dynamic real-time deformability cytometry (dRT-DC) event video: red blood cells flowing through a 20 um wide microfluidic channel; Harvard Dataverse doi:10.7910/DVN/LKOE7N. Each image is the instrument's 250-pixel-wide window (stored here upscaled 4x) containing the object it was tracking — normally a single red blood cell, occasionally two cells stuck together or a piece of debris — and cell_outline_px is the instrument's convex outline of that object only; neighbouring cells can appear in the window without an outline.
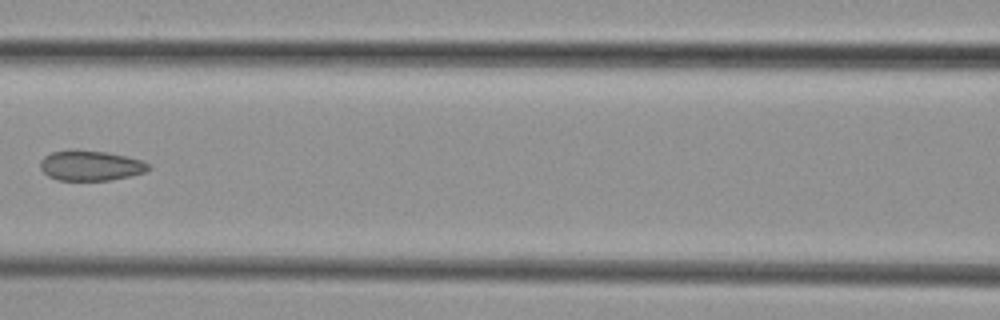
{"species": "common noctule bat (a hibernating species)", "species_latin": "Nyctalus noctula", "temperature_condition": "cold", "stored_images_in_passage": 6, "camera_frame_rate_fps": 3000, "um_per_image_px": 0.085, "animal": {"sex": "female", "body_mass_g": 29.2, "forearm_length_mm": 56.3}, "frame": {"image": 1, "passage_image": 6, "time_ms": 6.333, "image_size_px": [1000, 320], "cell_outline_px": [[152, 168], [144, 172], [128, 176], [108, 180], [56, 180], [48, 176], [40, 168], [40, 160], [44, 156], [52, 152], [108, 152], [128, 156], [140, 160], [148, 164]], "centroid_in_image_um": [7.71, 14.1], "position_along_channel_um": 158.9, "area_um2": 18.44}}